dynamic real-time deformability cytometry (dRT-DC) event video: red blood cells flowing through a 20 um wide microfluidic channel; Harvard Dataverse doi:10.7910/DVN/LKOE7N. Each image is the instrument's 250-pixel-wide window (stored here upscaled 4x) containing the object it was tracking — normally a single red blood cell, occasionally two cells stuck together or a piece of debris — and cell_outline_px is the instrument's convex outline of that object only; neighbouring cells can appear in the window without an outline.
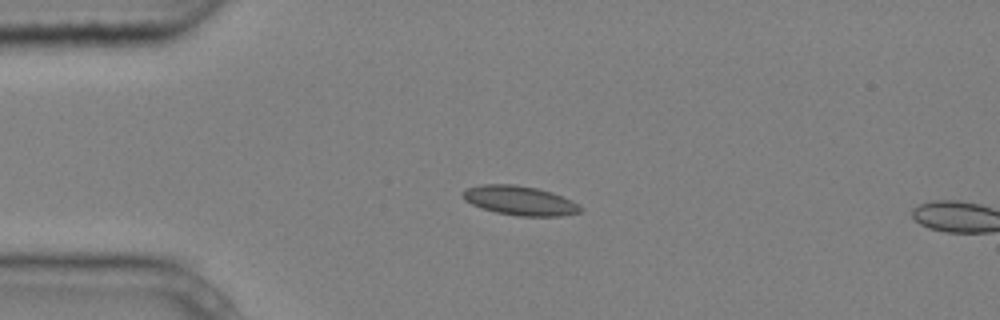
{"species": "common noctule bat (a hibernating species)", "species_latin": "Nyctalus noctula", "temperature_condition": "cold", "stored_images_in_passage": 2, "camera_frame_rate_fps": 3000, "um_per_image_px": 0.085, "animal": {"sex": "male", "body_mass_g": 20.4}, "frame": {"image": 1, "passage_image": 1, "time_ms": 0.0, "image_size_px": [1000, 320], "cell_outline_px": [[584, 208], [580, 212], [560, 216], [516, 216], [496, 212], [472, 204], [464, 200], [460, 192], [468, 188], [480, 184], [512, 184], [536, 188], [552, 192], [572, 200], [580, 204]], "centroid_in_image_um": [44.2, 17.05], "position_along_channel_um": 40.8, "area_um2": 20.17}}